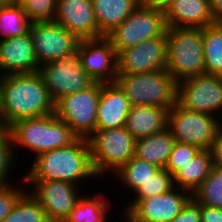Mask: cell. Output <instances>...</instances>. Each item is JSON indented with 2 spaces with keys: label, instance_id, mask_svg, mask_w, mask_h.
Segmentation results:
<instances>
[{
  "label": "cell",
  "instance_id": "42",
  "mask_svg": "<svg viewBox=\"0 0 222 222\" xmlns=\"http://www.w3.org/2000/svg\"><path fill=\"white\" fill-rule=\"evenodd\" d=\"M22 0H0V6L20 5Z\"/></svg>",
  "mask_w": 222,
  "mask_h": 222
},
{
  "label": "cell",
  "instance_id": "12",
  "mask_svg": "<svg viewBox=\"0 0 222 222\" xmlns=\"http://www.w3.org/2000/svg\"><path fill=\"white\" fill-rule=\"evenodd\" d=\"M177 102L187 110L214 116L221 114L222 76L203 74L179 81Z\"/></svg>",
  "mask_w": 222,
  "mask_h": 222
},
{
  "label": "cell",
  "instance_id": "39",
  "mask_svg": "<svg viewBox=\"0 0 222 222\" xmlns=\"http://www.w3.org/2000/svg\"><path fill=\"white\" fill-rule=\"evenodd\" d=\"M210 11L215 22L222 20V0H209Z\"/></svg>",
  "mask_w": 222,
  "mask_h": 222
},
{
  "label": "cell",
  "instance_id": "22",
  "mask_svg": "<svg viewBox=\"0 0 222 222\" xmlns=\"http://www.w3.org/2000/svg\"><path fill=\"white\" fill-rule=\"evenodd\" d=\"M175 142L172 132L167 127L161 132L137 139L135 157L159 168H165Z\"/></svg>",
  "mask_w": 222,
  "mask_h": 222
},
{
  "label": "cell",
  "instance_id": "32",
  "mask_svg": "<svg viewBox=\"0 0 222 222\" xmlns=\"http://www.w3.org/2000/svg\"><path fill=\"white\" fill-rule=\"evenodd\" d=\"M58 0H22L21 8L31 22L54 21Z\"/></svg>",
  "mask_w": 222,
  "mask_h": 222
},
{
  "label": "cell",
  "instance_id": "23",
  "mask_svg": "<svg viewBox=\"0 0 222 222\" xmlns=\"http://www.w3.org/2000/svg\"><path fill=\"white\" fill-rule=\"evenodd\" d=\"M100 33L106 36L120 25L139 5V0H92Z\"/></svg>",
  "mask_w": 222,
  "mask_h": 222
},
{
  "label": "cell",
  "instance_id": "31",
  "mask_svg": "<svg viewBox=\"0 0 222 222\" xmlns=\"http://www.w3.org/2000/svg\"><path fill=\"white\" fill-rule=\"evenodd\" d=\"M174 187L173 176L165 168H160L153 177L148 179L133 193V197L135 199H143L164 194Z\"/></svg>",
  "mask_w": 222,
  "mask_h": 222
},
{
  "label": "cell",
  "instance_id": "1",
  "mask_svg": "<svg viewBox=\"0 0 222 222\" xmlns=\"http://www.w3.org/2000/svg\"><path fill=\"white\" fill-rule=\"evenodd\" d=\"M52 113L54 102L38 72L0 76V127Z\"/></svg>",
  "mask_w": 222,
  "mask_h": 222
},
{
  "label": "cell",
  "instance_id": "16",
  "mask_svg": "<svg viewBox=\"0 0 222 222\" xmlns=\"http://www.w3.org/2000/svg\"><path fill=\"white\" fill-rule=\"evenodd\" d=\"M77 52L84 71L95 82H115L117 54L105 36L80 40Z\"/></svg>",
  "mask_w": 222,
  "mask_h": 222
},
{
  "label": "cell",
  "instance_id": "35",
  "mask_svg": "<svg viewBox=\"0 0 222 222\" xmlns=\"http://www.w3.org/2000/svg\"><path fill=\"white\" fill-rule=\"evenodd\" d=\"M12 183L0 187V222L12 211L13 207L20 199V197L26 192L21 185H11Z\"/></svg>",
  "mask_w": 222,
  "mask_h": 222
},
{
  "label": "cell",
  "instance_id": "19",
  "mask_svg": "<svg viewBox=\"0 0 222 222\" xmlns=\"http://www.w3.org/2000/svg\"><path fill=\"white\" fill-rule=\"evenodd\" d=\"M130 109L128 98L116 82L101 83L95 130L124 127Z\"/></svg>",
  "mask_w": 222,
  "mask_h": 222
},
{
  "label": "cell",
  "instance_id": "29",
  "mask_svg": "<svg viewBox=\"0 0 222 222\" xmlns=\"http://www.w3.org/2000/svg\"><path fill=\"white\" fill-rule=\"evenodd\" d=\"M192 198L201 205L222 209V168L213 166Z\"/></svg>",
  "mask_w": 222,
  "mask_h": 222
},
{
  "label": "cell",
  "instance_id": "20",
  "mask_svg": "<svg viewBox=\"0 0 222 222\" xmlns=\"http://www.w3.org/2000/svg\"><path fill=\"white\" fill-rule=\"evenodd\" d=\"M164 12L168 27L205 28L216 23L209 0H173Z\"/></svg>",
  "mask_w": 222,
  "mask_h": 222
},
{
  "label": "cell",
  "instance_id": "4",
  "mask_svg": "<svg viewBox=\"0 0 222 222\" xmlns=\"http://www.w3.org/2000/svg\"><path fill=\"white\" fill-rule=\"evenodd\" d=\"M166 70L178 83L189 77L206 74L203 51V28L168 27Z\"/></svg>",
  "mask_w": 222,
  "mask_h": 222
},
{
  "label": "cell",
  "instance_id": "6",
  "mask_svg": "<svg viewBox=\"0 0 222 222\" xmlns=\"http://www.w3.org/2000/svg\"><path fill=\"white\" fill-rule=\"evenodd\" d=\"M87 141L92 165L99 177L107 175L108 172L110 175L114 174L135 156L136 139L126 130L125 126L95 130Z\"/></svg>",
  "mask_w": 222,
  "mask_h": 222
},
{
  "label": "cell",
  "instance_id": "30",
  "mask_svg": "<svg viewBox=\"0 0 222 222\" xmlns=\"http://www.w3.org/2000/svg\"><path fill=\"white\" fill-rule=\"evenodd\" d=\"M2 222H50L41 204L27 190Z\"/></svg>",
  "mask_w": 222,
  "mask_h": 222
},
{
  "label": "cell",
  "instance_id": "33",
  "mask_svg": "<svg viewBox=\"0 0 222 222\" xmlns=\"http://www.w3.org/2000/svg\"><path fill=\"white\" fill-rule=\"evenodd\" d=\"M14 159L10 131L6 127H0V187L10 184L8 175L12 173Z\"/></svg>",
  "mask_w": 222,
  "mask_h": 222
},
{
  "label": "cell",
  "instance_id": "21",
  "mask_svg": "<svg viewBox=\"0 0 222 222\" xmlns=\"http://www.w3.org/2000/svg\"><path fill=\"white\" fill-rule=\"evenodd\" d=\"M168 110L163 107L131 106L126 118V130L137 140L163 131L167 128Z\"/></svg>",
  "mask_w": 222,
  "mask_h": 222
},
{
  "label": "cell",
  "instance_id": "24",
  "mask_svg": "<svg viewBox=\"0 0 222 222\" xmlns=\"http://www.w3.org/2000/svg\"><path fill=\"white\" fill-rule=\"evenodd\" d=\"M213 167L210 149H202L173 175L175 187L193 193L208 177Z\"/></svg>",
  "mask_w": 222,
  "mask_h": 222
},
{
  "label": "cell",
  "instance_id": "41",
  "mask_svg": "<svg viewBox=\"0 0 222 222\" xmlns=\"http://www.w3.org/2000/svg\"><path fill=\"white\" fill-rule=\"evenodd\" d=\"M124 219L126 222H140L138 219H136L130 212L124 209Z\"/></svg>",
  "mask_w": 222,
  "mask_h": 222
},
{
  "label": "cell",
  "instance_id": "17",
  "mask_svg": "<svg viewBox=\"0 0 222 222\" xmlns=\"http://www.w3.org/2000/svg\"><path fill=\"white\" fill-rule=\"evenodd\" d=\"M54 21L79 40L104 37L95 19L92 0H58Z\"/></svg>",
  "mask_w": 222,
  "mask_h": 222
},
{
  "label": "cell",
  "instance_id": "13",
  "mask_svg": "<svg viewBox=\"0 0 222 222\" xmlns=\"http://www.w3.org/2000/svg\"><path fill=\"white\" fill-rule=\"evenodd\" d=\"M20 182L32 185L30 194L41 204L50 222H63L81 196L77 185L67 181L23 179Z\"/></svg>",
  "mask_w": 222,
  "mask_h": 222
},
{
  "label": "cell",
  "instance_id": "5",
  "mask_svg": "<svg viewBox=\"0 0 222 222\" xmlns=\"http://www.w3.org/2000/svg\"><path fill=\"white\" fill-rule=\"evenodd\" d=\"M115 82L131 106L148 105L169 110L177 102V82L166 69L149 73L117 74Z\"/></svg>",
  "mask_w": 222,
  "mask_h": 222
},
{
  "label": "cell",
  "instance_id": "3",
  "mask_svg": "<svg viewBox=\"0 0 222 222\" xmlns=\"http://www.w3.org/2000/svg\"><path fill=\"white\" fill-rule=\"evenodd\" d=\"M8 129L14 157L17 152L14 146L31 150L35 157L45 151L69 146L78 138L55 113L18 120Z\"/></svg>",
  "mask_w": 222,
  "mask_h": 222
},
{
  "label": "cell",
  "instance_id": "9",
  "mask_svg": "<svg viewBox=\"0 0 222 222\" xmlns=\"http://www.w3.org/2000/svg\"><path fill=\"white\" fill-rule=\"evenodd\" d=\"M101 82L85 90L65 95L54 103L55 116L63 120L78 138L88 139L96 129Z\"/></svg>",
  "mask_w": 222,
  "mask_h": 222
},
{
  "label": "cell",
  "instance_id": "15",
  "mask_svg": "<svg viewBox=\"0 0 222 222\" xmlns=\"http://www.w3.org/2000/svg\"><path fill=\"white\" fill-rule=\"evenodd\" d=\"M167 34L117 54V74L149 73L167 67Z\"/></svg>",
  "mask_w": 222,
  "mask_h": 222
},
{
  "label": "cell",
  "instance_id": "7",
  "mask_svg": "<svg viewBox=\"0 0 222 222\" xmlns=\"http://www.w3.org/2000/svg\"><path fill=\"white\" fill-rule=\"evenodd\" d=\"M165 12L160 8L139 5L120 25L105 37L116 54L141 42L167 34Z\"/></svg>",
  "mask_w": 222,
  "mask_h": 222
},
{
  "label": "cell",
  "instance_id": "36",
  "mask_svg": "<svg viewBox=\"0 0 222 222\" xmlns=\"http://www.w3.org/2000/svg\"><path fill=\"white\" fill-rule=\"evenodd\" d=\"M202 205L191 198L171 222H201Z\"/></svg>",
  "mask_w": 222,
  "mask_h": 222
},
{
  "label": "cell",
  "instance_id": "18",
  "mask_svg": "<svg viewBox=\"0 0 222 222\" xmlns=\"http://www.w3.org/2000/svg\"><path fill=\"white\" fill-rule=\"evenodd\" d=\"M39 66L29 31L0 40V76L35 73Z\"/></svg>",
  "mask_w": 222,
  "mask_h": 222
},
{
  "label": "cell",
  "instance_id": "27",
  "mask_svg": "<svg viewBox=\"0 0 222 222\" xmlns=\"http://www.w3.org/2000/svg\"><path fill=\"white\" fill-rule=\"evenodd\" d=\"M160 168L133 156L130 161L123 164L113 175L134 193L143 183L153 177ZM124 182V183H122Z\"/></svg>",
  "mask_w": 222,
  "mask_h": 222
},
{
  "label": "cell",
  "instance_id": "28",
  "mask_svg": "<svg viewBox=\"0 0 222 222\" xmlns=\"http://www.w3.org/2000/svg\"><path fill=\"white\" fill-rule=\"evenodd\" d=\"M30 24L20 5L0 6V40L25 34Z\"/></svg>",
  "mask_w": 222,
  "mask_h": 222
},
{
  "label": "cell",
  "instance_id": "11",
  "mask_svg": "<svg viewBox=\"0 0 222 222\" xmlns=\"http://www.w3.org/2000/svg\"><path fill=\"white\" fill-rule=\"evenodd\" d=\"M29 33L39 65L77 52L80 40L56 21L31 22Z\"/></svg>",
  "mask_w": 222,
  "mask_h": 222
},
{
  "label": "cell",
  "instance_id": "10",
  "mask_svg": "<svg viewBox=\"0 0 222 222\" xmlns=\"http://www.w3.org/2000/svg\"><path fill=\"white\" fill-rule=\"evenodd\" d=\"M38 73L54 103L65 95L87 89L95 82L84 71L78 52L40 65Z\"/></svg>",
  "mask_w": 222,
  "mask_h": 222
},
{
  "label": "cell",
  "instance_id": "2",
  "mask_svg": "<svg viewBox=\"0 0 222 222\" xmlns=\"http://www.w3.org/2000/svg\"><path fill=\"white\" fill-rule=\"evenodd\" d=\"M24 180L67 181L80 187L79 182L98 177L95 173L87 139L77 138L66 147L36 155Z\"/></svg>",
  "mask_w": 222,
  "mask_h": 222
},
{
  "label": "cell",
  "instance_id": "26",
  "mask_svg": "<svg viewBox=\"0 0 222 222\" xmlns=\"http://www.w3.org/2000/svg\"><path fill=\"white\" fill-rule=\"evenodd\" d=\"M206 74L222 76V25L216 22L203 28Z\"/></svg>",
  "mask_w": 222,
  "mask_h": 222
},
{
  "label": "cell",
  "instance_id": "40",
  "mask_svg": "<svg viewBox=\"0 0 222 222\" xmlns=\"http://www.w3.org/2000/svg\"><path fill=\"white\" fill-rule=\"evenodd\" d=\"M140 5L165 9L173 0H139Z\"/></svg>",
  "mask_w": 222,
  "mask_h": 222
},
{
  "label": "cell",
  "instance_id": "37",
  "mask_svg": "<svg viewBox=\"0 0 222 222\" xmlns=\"http://www.w3.org/2000/svg\"><path fill=\"white\" fill-rule=\"evenodd\" d=\"M213 166L222 168V129L217 133L211 148Z\"/></svg>",
  "mask_w": 222,
  "mask_h": 222
},
{
  "label": "cell",
  "instance_id": "14",
  "mask_svg": "<svg viewBox=\"0 0 222 222\" xmlns=\"http://www.w3.org/2000/svg\"><path fill=\"white\" fill-rule=\"evenodd\" d=\"M191 198L190 191L174 187L164 194L132 198L125 210L140 222H171Z\"/></svg>",
  "mask_w": 222,
  "mask_h": 222
},
{
  "label": "cell",
  "instance_id": "8",
  "mask_svg": "<svg viewBox=\"0 0 222 222\" xmlns=\"http://www.w3.org/2000/svg\"><path fill=\"white\" fill-rule=\"evenodd\" d=\"M218 116L187 110L178 102L168 110L167 127L176 142L210 149L221 130Z\"/></svg>",
  "mask_w": 222,
  "mask_h": 222
},
{
  "label": "cell",
  "instance_id": "38",
  "mask_svg": "<svg viewBox=\"0 0 222 222\" xmlns=\"http://www.w3.org/2000/svg\"><path fill=\"white\" fill-rule=\"evenodd\" d=\"M201 222H222V209L202 205Z\"/></svg>",
  "mask_w": 222,
  "mask_h": 222
},
{
  "label": "cell",
  "instance_id": "25",
  "mask_svg": "<svg viewBox=\"0 0 222 222\" xmlns=\"http://www.w3.org/2000/svg\"><path fill=\"white\" fill-rule=\"evenodd\" d=\"M92 196H79L73 210L68 214L63 222H106L108 203L110 199L105 201L100 197L102 194L97 192ZM98 196V198H97ZM90 197V198H88ZM100 198V199H99ZM108 201V203H107Z\"/></svg>",
  "mask_w": 222,
  "mask_h": 222
},
{
  "label": "cell",
  "instance_id": "34",
  "mask_svg": "<svg viewBox=\"0 0 222 222\" xmlns=\"http://www.w3.org/2000/svg\"><path fill=\"white\" fill-rule=\"evenodd\" d=\"M199 150L200 149L195 146L175 142L165 169L173 176L178 170L183 168Z\"/></svg>",
  "mask_w": 222,
  "mask_h": 222
}]
</instances>
